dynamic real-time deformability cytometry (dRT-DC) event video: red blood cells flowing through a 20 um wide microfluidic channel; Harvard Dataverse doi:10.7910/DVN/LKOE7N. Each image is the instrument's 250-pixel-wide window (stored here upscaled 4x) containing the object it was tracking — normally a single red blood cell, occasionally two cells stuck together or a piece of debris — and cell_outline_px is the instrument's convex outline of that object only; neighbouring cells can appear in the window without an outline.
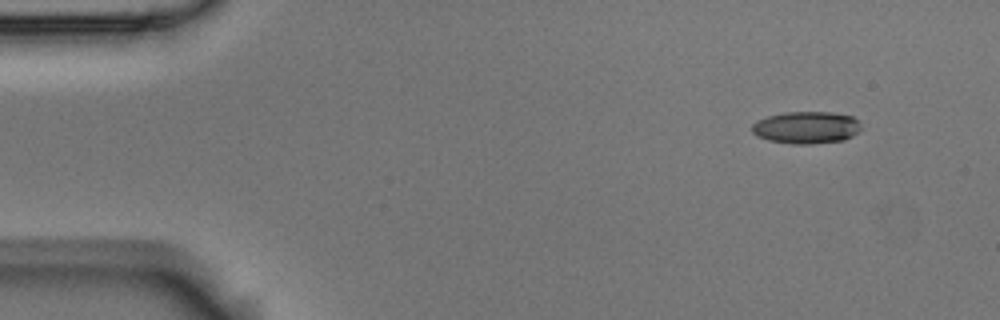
{"species": "Egyptian fruit bat (a non-hibernating species)", "species_latin": "Rousettus aegyptiacus", "temperature_condition": "room temperature", "stored_images_in_passage": 5, "camera_frame_rate_fps": 3000, "um_per_image_px": 0.085, "animal": {"sex": "male"}, "frame": {"image": 1, "passage_image": 1, "time_ms": 0.0, "image_size_px": [1000, 320], "cell_outline_px": [[860, 132], [844, 140], [808, 144], [792, 144], [768, 140], [756, 136], [752, 132], [752, 124], [756, 120], [768, 116], [784, 112], [832, 112], [852, 116], [860, 124]], "centroid_in_image_um": [68.52, 10.84], "position_along_channel_um": 16.5, "area_um2": 20.58}}
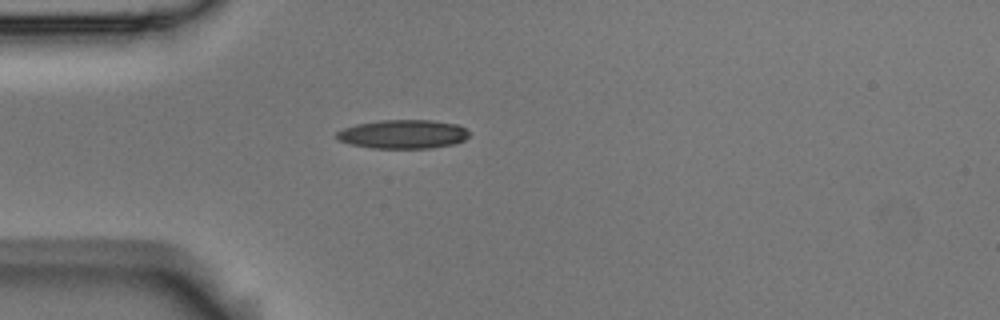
{"frame": {"image": 2, "passage_image": 4, "time_ms": 1.0, "image_size_px": [1000, 320], "cell_outline_px": [[472, 132], [464, 140], [456, 144], [432, 148], [372, 148], [352, 144], [340, 140], [336, 136], [336, 132], [344, 128], [356, 124], [380, 120], [432, 120], [456, 124]], "centroid_in_image_um": [34.3, 11.4], "position_along_channel_um": 50.7, "area_um2": 22.31}}